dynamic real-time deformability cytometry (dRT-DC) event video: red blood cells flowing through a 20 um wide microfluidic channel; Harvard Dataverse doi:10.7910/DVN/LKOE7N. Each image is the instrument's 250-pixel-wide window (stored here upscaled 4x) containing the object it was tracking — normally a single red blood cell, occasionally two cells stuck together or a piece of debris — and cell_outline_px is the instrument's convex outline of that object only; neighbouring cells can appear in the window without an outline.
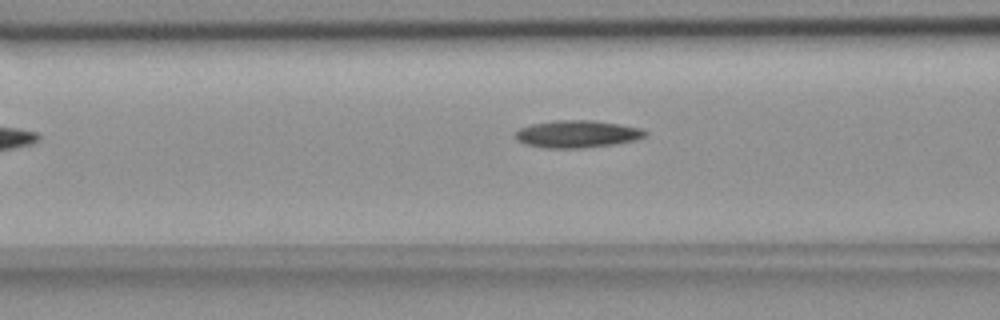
{"species": "common noctule bat (a hibernating species)", "species_latin": "Nyctalus noctula", "temperature_condition": "room temperature", "stored_images_in_passage": 18, "camera_frame_rate_fps": 3000, "um_per_image_px": 0.085, "animal": {"sex": "female", "body_mass_g": 18.4}, "frame": {"image": 1, "passage_image": 6, "time_ms": 1.667, "image_size_px": [1000, 320], "cell_outline_px": [[648, 132], [644, 136], [632, 140], [612, 144], [580, 148], [548, 148], [524, 144], [516, 140], [516, 132], [520, 128], [532, 124], [556, 120], [592, 120], [620, 124], [640, 128]], "centroid_in_image_um": [49.02, 11.38], "position_along_channel_um": 117.6, "area_um2": 20.4}}
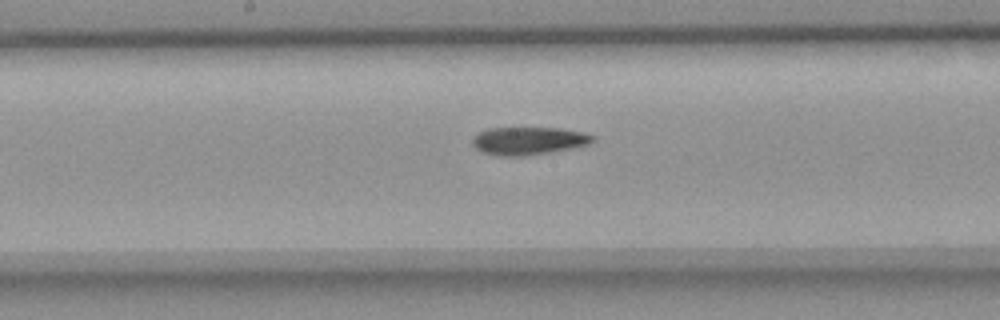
{"frame": {"image": 2, "passage_image": 13, "time_ms": 4.0, "image_size_px": [1000, 320], "cell_outline_px": [[596, 140], [588, 144], [572, 148], [524, 156], [496, 156], [484, 152], [476, 148], [472, 144], [472, 136], [488, 128], [560, 128], [584, 132], [596, 136]], "centroid_in_image_um": [44.93, 11.96], "position_along_channel_um": 203.3, "area_um2": 19.59}}
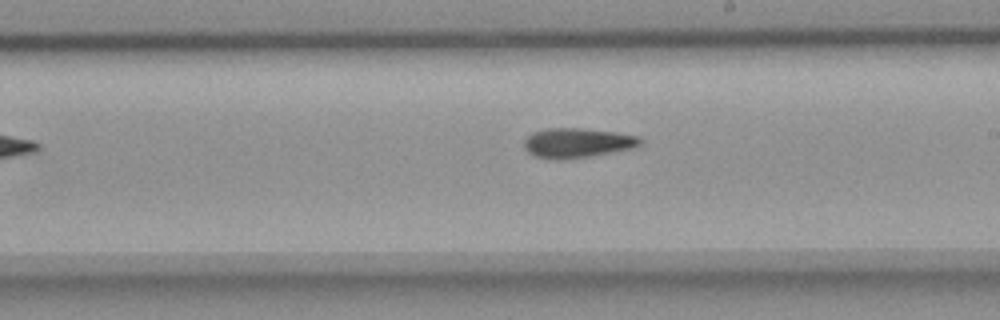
{"frame": {"image": 3, "passage_image": 16, "time_ms": 5.0, "image_size_px": [1000, 320], "cell_outline_px": [[644, 140], [640, 144], [628, 148], [588, 156], [556, 160], [536, 156], [528, 152], [524, 148], [524, 140], [532, 132], [548, 128], [580, 128], [612, 132], [640, 136]], "centroid_in_image_um": [49.01, 12.13], "position_along_channel_um": 240.0, "area_um2": 19.65}}